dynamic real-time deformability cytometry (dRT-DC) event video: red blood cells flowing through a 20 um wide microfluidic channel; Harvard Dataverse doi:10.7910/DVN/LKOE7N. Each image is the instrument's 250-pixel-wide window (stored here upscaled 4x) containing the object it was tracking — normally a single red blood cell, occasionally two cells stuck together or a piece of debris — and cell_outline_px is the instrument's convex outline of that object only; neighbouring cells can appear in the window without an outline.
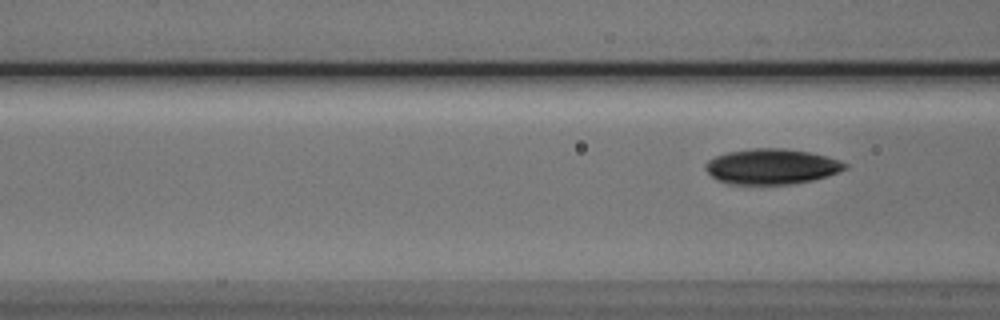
{"species": "Egyptian fruit bat (a non-hibernating species)", "species_latin": "Rousettus aegyptiacus", "temperature_condition": "cold", "stored_images_in_passage": 4, "camera_frame_rate_fps": 3000, "um_per_image_px": 0.085, "animal": {"sex": "male"}, "frame": {"image": 1, "passage_image": 4, "time_ms": 4.333, "image_size_px": [1000, 320], "cell_outline_px": [[848, 168], [812, 180], [792, 184], [728, 184], [716, 180], [704, 168], [704, 164], [708, 160], [716, 156], [728, 152], [756, 148], [784, 148], [808, 152], [828, 156], [840, 160], [848, 164]], "centroid_in_image_um": [65.57, 14.15], "position_along_channel_um": 101.0, "area_um2": 28.73}}